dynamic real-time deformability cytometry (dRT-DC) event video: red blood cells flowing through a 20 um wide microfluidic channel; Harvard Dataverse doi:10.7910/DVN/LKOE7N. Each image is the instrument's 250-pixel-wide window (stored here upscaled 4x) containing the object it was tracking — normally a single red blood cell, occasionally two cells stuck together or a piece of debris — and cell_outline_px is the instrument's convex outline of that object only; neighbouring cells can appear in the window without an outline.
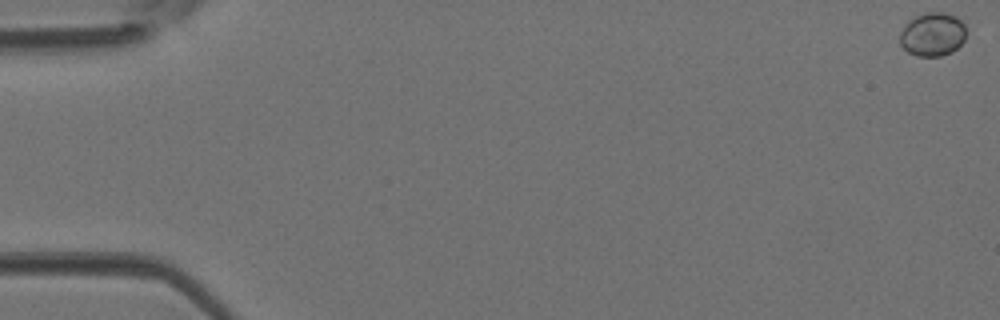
{"species": "Egyptian fruit bat (a non-hibernating species)", "species_latin": "Rousettus aegyptiacus", "temperature_condition": "room temperature", "stored_images_in_passage": 14, "camera_frame_rate_fps": 3000, "um_per_image_px": 0.085, "animal": {"sex": "female"}, "frame": {"image": 1, "passage_image": 1, "time_ms": 0.0, "image_size_px": [1000, 320], "cell_outline_px": [[964, 40], [952, 52], [940, 56], [916, 56], [908, 52], [900, 44], [900, 32], [904, 24], [908, 20], [924, 12], [944, 12], [956, 16], [964, 24]], "centroid_in_image_um": [79.23, 2.91], "position_along_channel_um": 5.8, "area_um2": 16.88}}
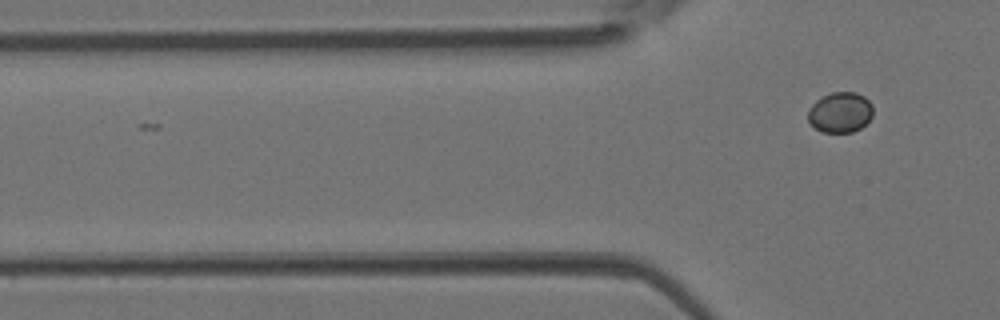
{"frame": {"image": 2, "passage_image": 14, "time_ms": 4.333, "image_size_px": [1000, 320], "cell_outline_px": [[872, 116], [860, 128], [852, 132], [820, 132], [808, 120], [808, 112], [812, 104], [816, 100], [832, 92], [856, 92], [864, 96], [872, 104]], "centroid_in_image_um": [71.42, 9.54], "position_along_channel_um": 54.4, "area_um2": 15.2}}